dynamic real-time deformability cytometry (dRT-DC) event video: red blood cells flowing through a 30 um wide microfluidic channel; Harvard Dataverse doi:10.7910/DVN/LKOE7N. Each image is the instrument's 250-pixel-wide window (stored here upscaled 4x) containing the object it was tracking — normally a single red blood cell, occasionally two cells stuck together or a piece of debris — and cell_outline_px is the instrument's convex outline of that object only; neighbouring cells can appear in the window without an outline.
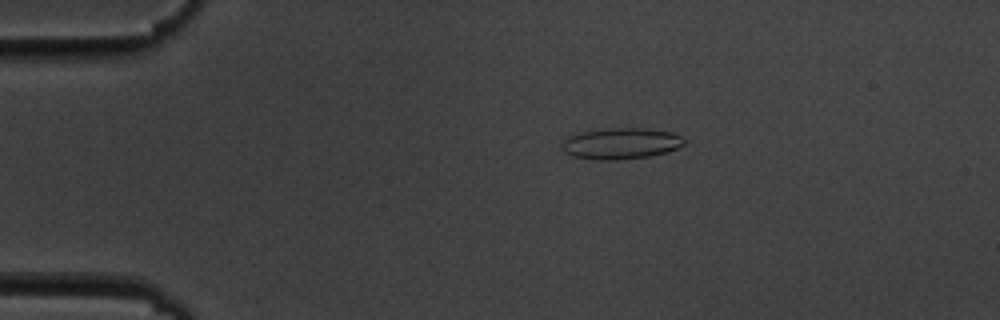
{"species": "common noctule bat (a hibernating species)", "species_latin": "Nyctalus noctula", "temperature_condition": "cold", "stored_images_in_passage": 7, "camera_frame_rate_fps": 3000, "um_per_image_px": 0.085, "animal": {"sex": "male", "body_mass_g": 19.5, "forearm_length_mm": 54.6}, "frame": {"image": 1, "passage_image": 4, "time_ms": 3.667, "image_size_px": [1000, 320], "cell_outline_px": [[688, 140], [684, 144], [668, 152], [648, 156], [616, 160], [596, 160], [572, 156], [564, 152], [560, 148], [560, 144], [568, 136], [580, 132], [608, 128], [640, 128], [672, 132]], "centroid_in_image_um": [52.75, 12.2], "position_along_channel_um": 32.3, "area_um2": 22.37}}